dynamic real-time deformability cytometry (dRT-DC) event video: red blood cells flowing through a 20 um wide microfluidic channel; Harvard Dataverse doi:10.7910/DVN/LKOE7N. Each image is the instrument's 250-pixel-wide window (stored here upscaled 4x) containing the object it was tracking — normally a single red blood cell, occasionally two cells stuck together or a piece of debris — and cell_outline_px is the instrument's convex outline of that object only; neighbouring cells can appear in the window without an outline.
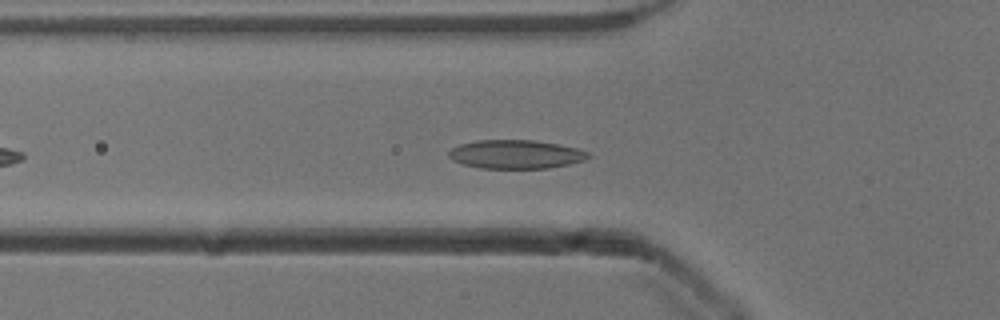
{"species": "common noctule bat (a hibernating species)", "species_latin": "Nyctalus noctula", "temperature_condition": "cold", "stored_images_in_passage": 40, "camera_frame_rate_fps": 3000, "um_per_image_px": 0.085, "animal": {"sex": "male", "body_mass_g": 13.3}, "frame": {"image": 1, "passage_image": 8, "time_ms": 2.333, "image_size_px": [1000, 320], "cell_outline_px": [[592, 156], [584, 160], [568, 164], [548, 168], [480, 168], [464, 164], [452, 160], [448, 156], [448, 152], [452, 148], [460, 144], [476, 140], [536, 140], [576, 148], [588, 152]], "centroid_in_image_um": [43.82, 13.11], "position_along_channel_um": 82.0, "area_um2": 23.24}}
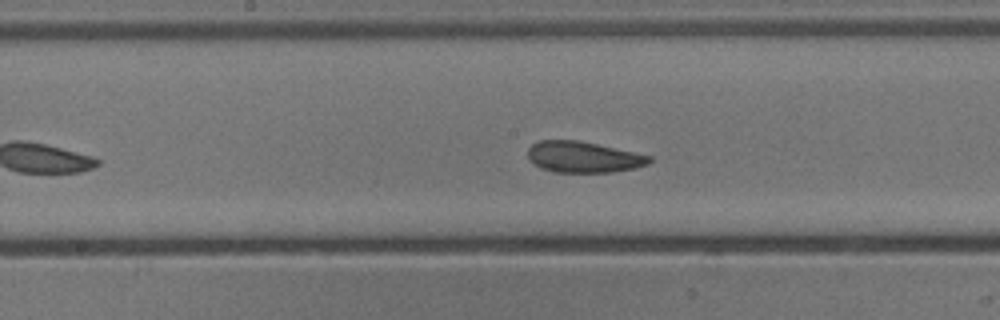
{"frame": {"image": 2, "passage_image": 17, "time_ms": 5.333, "image_size_px": [1000, 320], "cell_outline_px": [[652, 160], [648, 164], [636, 168], [612, 172], [552, 172], [540, 168], [528, 156], [528, 148], [532, 144], [540, 140], [576, 140], [596, 144], [652, 156]], "centroid_in_image_um": [49.59, 13.35], "position_along_channel_um": 198.6, "area_um2": 21.85}}
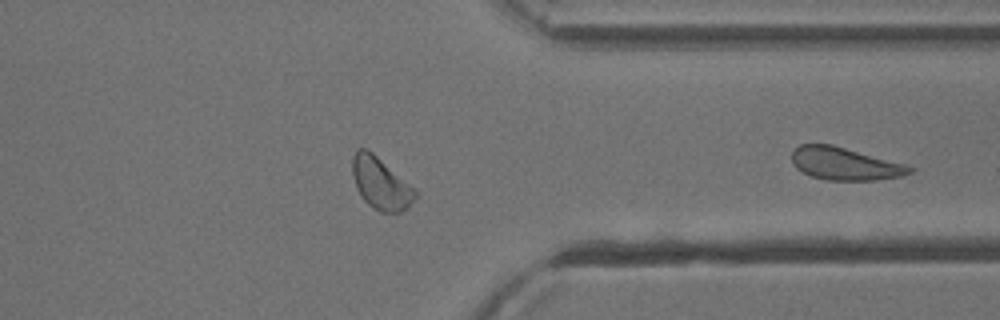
{"frame": {"image": 3, "passage_image": 28, "time_ms": 9.0, "image_size_px": [1000, 320], "cell_outline_px": [[420, 192], [408, 208], [400, 212], [380, 212], [372, 208], [364, 200], [356, 188], [352, 172], [352, 156], [356, 148], [364, 148], [372, 152], [416, 188]], "centroid_in_image_um": [32.38, 15.59], "position_along_channel_um": 379.0, "area_um2": 19.31}}